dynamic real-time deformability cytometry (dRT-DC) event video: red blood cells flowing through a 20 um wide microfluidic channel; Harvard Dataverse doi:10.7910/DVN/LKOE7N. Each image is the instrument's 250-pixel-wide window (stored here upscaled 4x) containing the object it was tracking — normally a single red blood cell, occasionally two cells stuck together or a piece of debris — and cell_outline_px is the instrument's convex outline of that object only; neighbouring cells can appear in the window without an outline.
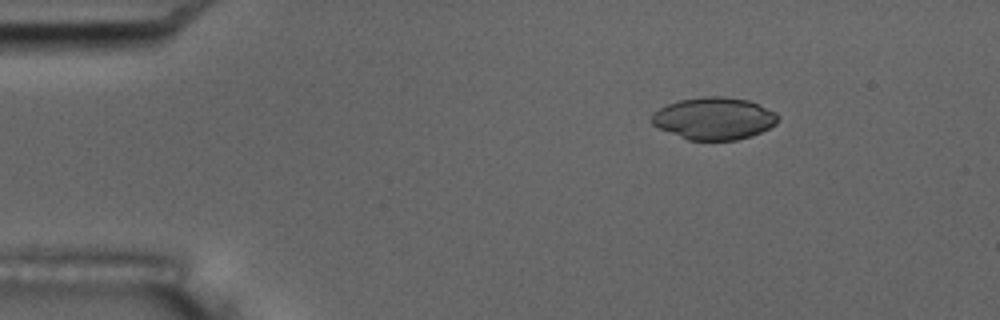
{"species": "common noctule bat (a hibernating species)", "species_latin": "Nyctalus noctula", "temperature_condition": "room temperature", "stored_images_in_passage": 4, "camera_frame_rate_fps": 3000, "um_per_image_px": 0.085, "animal": {"sex": "male", "body_mass_g": 17.5, "forearm_length_mm": 52.3}, "frame": {"image": 1, "passage_image": 2, "time_ms": 2.333, "image_size_px": [1000, 320], "cell_outline_px": [[780, 120], [776, 124], [752, 136], [736, 140], [688, 140], [660, 128], [652, 124], [652, 116], [660, 108], [668, 104], [680, 100], [704, 96], [724, 96], [748, 100], [776, 112], [780, 116]], "centroid_in_image_um": [60.74, 10.07], "position_along_channel_um": 24.3, "area_um2": 30.92}}